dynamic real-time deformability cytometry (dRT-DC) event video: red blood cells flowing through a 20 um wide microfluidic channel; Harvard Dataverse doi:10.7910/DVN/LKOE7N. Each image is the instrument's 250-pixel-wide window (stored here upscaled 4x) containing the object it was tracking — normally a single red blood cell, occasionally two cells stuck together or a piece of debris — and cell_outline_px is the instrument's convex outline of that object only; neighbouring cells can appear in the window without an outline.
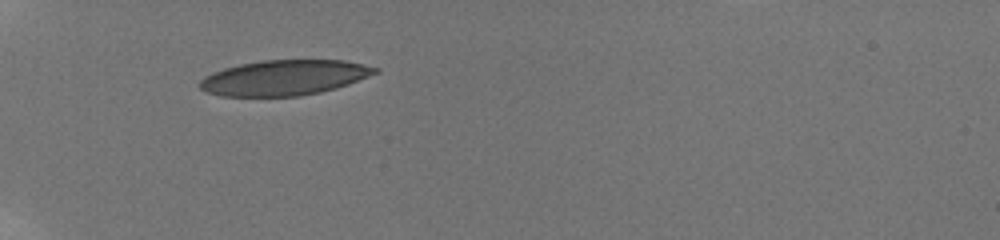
{"species": "human", "species_latin": "Homo sapiens", "temperature_condition": "room temperature", "stored_images_in_passage": 56, "camera_frame_rate_fps": 3000, "um_per_image_px": 0.085, "donor": {"sex": "male"}, "frame": {"image": 1, "passage_image": 1, "time_ms": 0.0, "image_size_px": [1000, 240], "cell_outline_px": [[380, 72], [348, 84], [336, 88], [320, 92], [300, 96], [220, 96], [208, 92], [200, 88], [200, 80], [204, 76], [212, 72], [224, 68], [240, 64], [264, 60], [344, 60], [364, 64], [380, 68]], "centroid_in_image_um": [24.18, 6.6], "position_along_channel_um": 60.8, "area_um2": 36.07}}
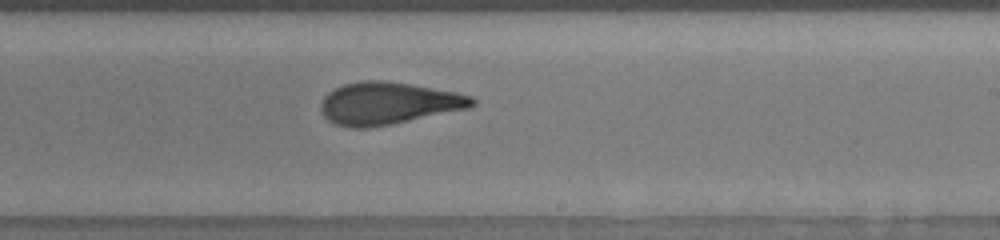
{"frame": {"image": 2, "passage_image": 27, "time_ms": 5.667, "image_size_px": [1000, 240], "cell_outline_px": [[476, 104], [468, 108], [392, 124], [368, 128], [348, 128], [336, 124], [328, 120], [324, 116], [320, 108], [320, 104], [324, 96], [328, 92], [344, 84], [360, 80], [384, 80], [412, 84], [456, 92], [472, 96], [476, 100]], "centroid_in_image_um": [32.98, 8.78], "position_along_channel_um": 256.0, "area_um2": 37.4}}
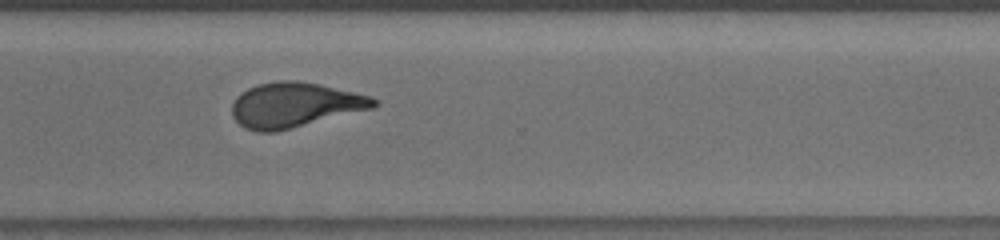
{"frame": {"image": 3, "passage_image": 39, "time_ms": 8.0, "image_size_px": [1000, 240], "cell_outline_px": [[380, 104], [372, 108], [276, 132], [256, 132], [244, 128], [232, 116], [232, 104], [236, 96], [248, 88], [260, 84], [280, 80], [296, 80], [320, 84], [368, 96], [376, 100]], "centroid_in_image_um": [25.0, 8.93], "position_along_channel_um": 345.6, "area_um2": 36.82}, "authors_computed_cell_mechanics": {"area_um2": 36.9342, "velocity_mm_per_s": 3.8349, "shape_relaxation_time_tau1_ms": 6.0144, "shape_relaxation_time_tau2_ms": 1.3792, "deformation_change_tau1": 0.2028, "deformation_change_tau2": 0.0927}}